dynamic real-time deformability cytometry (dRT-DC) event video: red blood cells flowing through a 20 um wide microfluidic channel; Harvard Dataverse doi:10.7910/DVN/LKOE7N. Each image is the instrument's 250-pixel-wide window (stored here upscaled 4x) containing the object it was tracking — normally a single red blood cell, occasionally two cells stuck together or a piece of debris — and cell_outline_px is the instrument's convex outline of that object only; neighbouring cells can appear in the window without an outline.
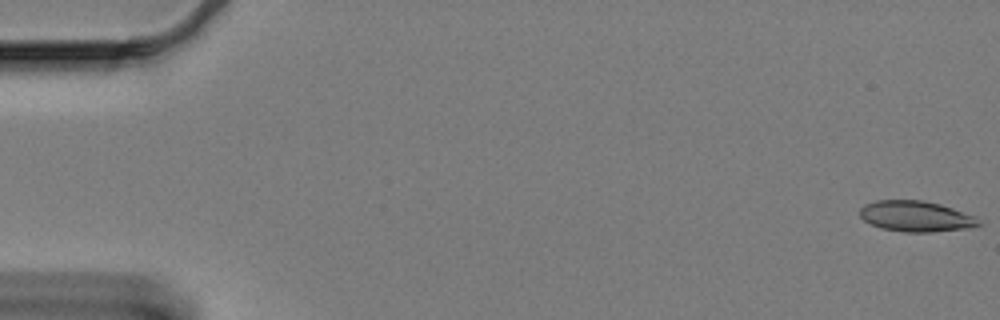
{"species": "Egyptian fruit bat (a non-hibernating species)", "species_latin": "Rousettus aegyptiacus", "temperature_condition": "cold", "stored_images_in_passage": 61, "camera_frame_rate_fps": 3000, "um_per_image_px": 0.085, "animal": {"sex": "female"}, "frame": {"image": 1, "passage_image": 1, "time_ms": 0.0, "image_size_px": [1000, 320], "cell_outline_px": [[980, 224], [964, 228], [928, 232], [904, 232], [880, 228], [864, 220], [860, 216], [860, 208], [864, 204], [876, 200], [924, 200], [940, 204], [976, 216]], "centroid_in_image_um": [77.8, 18.37], "position_along_channel_um": 7.2, "area_um2": 21.1}}
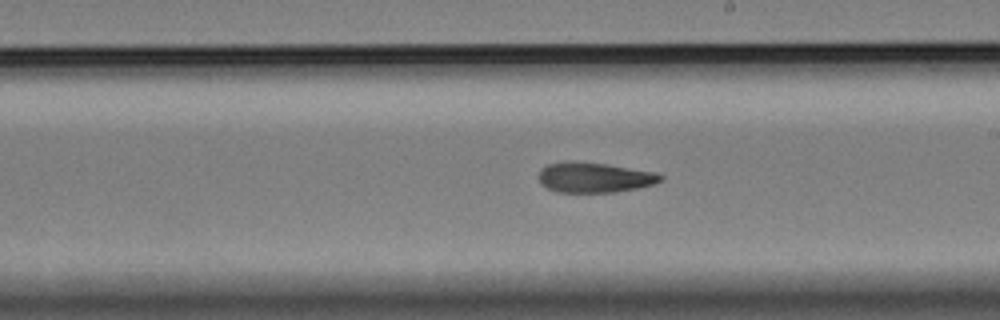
{"frame": {"image": 2, "passage_image": 35, "time_ms": 11.333, "image_size_px": [1000, 320], "cell_outline_px": [[664, 180], [652, 184], [636, 188], [616, 192], [556, 192], [540, 184], [536, 176], [540, 168], [548, 164], [568, 160], [576, 160], [608, 164], [656, 172], [664, 176]], "centroid_in_image_um": [50.47, 15.06], "position_along_channel_um": 238.5, "area_um2": 21.91}}
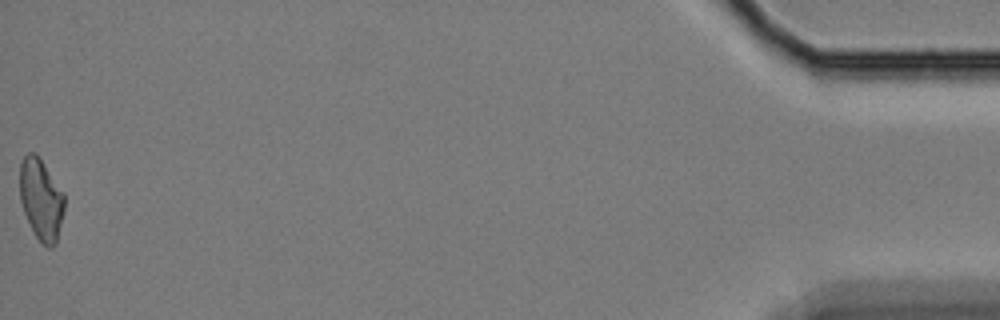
{"frame": {"image": 3, "passage_image": 61, "time_ms": 20.0, "image_size_px": [1000, 320], "cell_outline_px": [[64, 208], [56, 244], [52, 248], [48, 248], [36, 236], [24, 212], [20, 200], [20, 164], [24, 156], [28, 152], [36, 152], [64, 192]], "centroid_in_image_um": [3.5, 16.91], "position_along_channel_um": 431.7, "area_um2": 21.04}, "authors_computed_cell_mechanics": {"area_um2": 21.675, "velocity_mm_per_s": 3.3151, "shape_relaxation_time_tau1_ms": null, "shape_relaxation_time_tau2_ms": 7.1743, "deformation_change_tau1": null, "deformation_change_tau2": 0.1424}}